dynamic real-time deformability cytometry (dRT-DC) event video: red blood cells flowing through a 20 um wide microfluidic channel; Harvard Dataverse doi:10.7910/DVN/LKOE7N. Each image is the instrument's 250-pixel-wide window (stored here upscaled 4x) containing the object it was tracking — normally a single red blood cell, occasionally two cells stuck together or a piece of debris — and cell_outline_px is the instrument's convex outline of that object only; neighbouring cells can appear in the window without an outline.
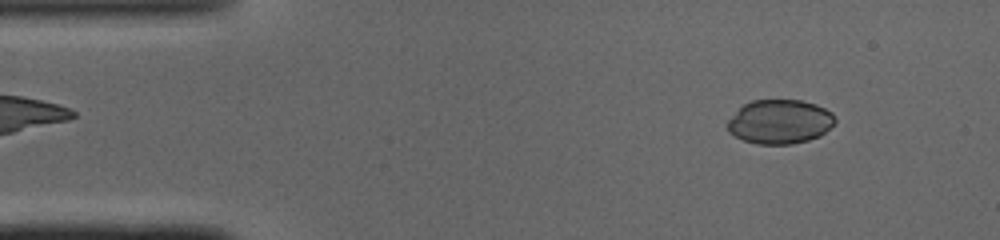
{"species": "common noctule bat (a hibernating species)", "species_latin": "Nyctalus noctula", "temperature_condition": "cold", "stored_images_in_passage": 48, "camera_frame_rate_fps": 3000, "um_per_image_px": 0.085, "animal": {"sex": "male", "body_mass_g": 19.0, "forearm_length_mm": 50.8}, "frame": {"image": 1, "passage_image": 5, "time_ms": 1.333, "image_size_px": [1000, 240], "cell_outline_px": [[836, 120], [820, 136], [808, 140], [792, 144], [756, 144], [744, 140], [728, 132], [728, 120], [744, 104], [752, 100], [800, 100], [816, 104], [832, 112]], "centroid_in_image_um": [66.28, 10.34], "position_along_channel_um": 18.7, "area_um2": 27.51}}
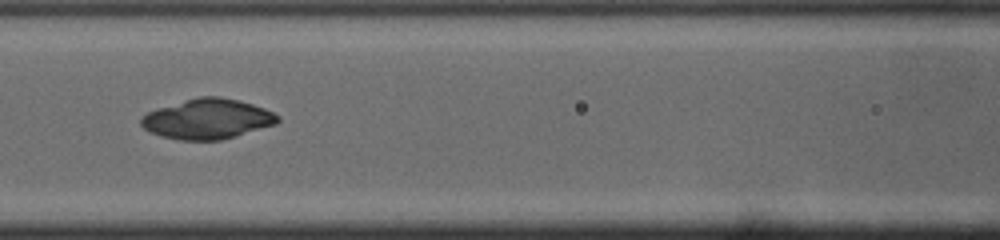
{"frame": {"image": 2, "passage_image": 20, "time_ms": 6.333, "image_size_px": [1000, 240], "cell_outline_px": [[280, 120], [276, 124], [236, 136], [220, 140], [180, 140], [160, 136], [148, 132], [140, 124], [140, 116], [148, 112], [160, 108], [200, 96], [220, 96], [240, 100], [264, 108], [280, 116]], "centroid_in_image_um": [17.64, 10.12], "position_along_channel_um": 149.0, "area_um2": 31.85}}
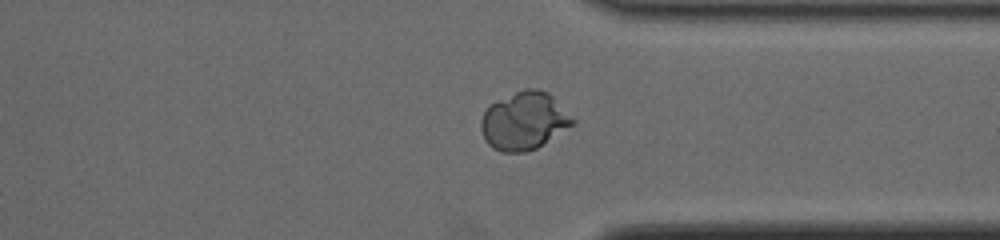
{"frame": {"image": 3, "passage_image": 36, "time_ms": 11.667, "image_size_px": [1000, 240], "cell_outline_px": [[576, 120], [572, 124], [536, 148], [524, 152], [500, 152], [492, 148], [488, 144], [480, 128], [480, 120], [488, 104], [496, 100], [524, 88], [536, 88], [548, 92]], "centroid_in_image_um": [44.5, 10.26], "position_along_channel_um": 366.9, "area_um2": 30.75}}